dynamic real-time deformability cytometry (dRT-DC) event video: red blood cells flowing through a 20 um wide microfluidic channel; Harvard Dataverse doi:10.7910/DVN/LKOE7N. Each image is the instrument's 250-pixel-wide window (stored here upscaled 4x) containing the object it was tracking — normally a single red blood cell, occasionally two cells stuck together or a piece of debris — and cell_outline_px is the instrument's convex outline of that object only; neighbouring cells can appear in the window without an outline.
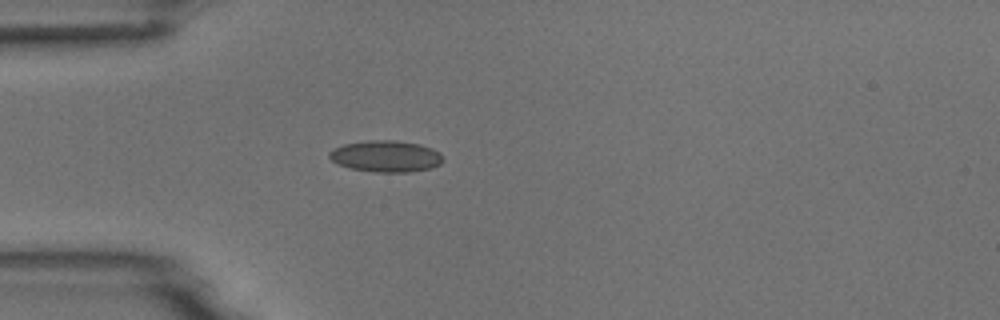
{"species": "common noctule bat (a hibernating species)", "species_latin": "Nyctalus noctula", "temperature_condition": "room temperature", "stored_images_in_passage": 2, "camera_frame_rate_fps": 3000, "um_per_image_px": 0.085, "animal": {"sex": "male", "body_mass_g": 18.8}, "frame": {"image": 1, "passage_image": 2, "time_ms": 1.0, "image_size_px": [1000, 320], "cell_outline_px": [[444, 160], [440, 164], [432, 168], [412, 172], [372, 172], [352, 168], [336, 164], [328, 156], [328, 152], [332, 148], [344, 144], [368, 140], [396, 140], [420, 144], [432, 148], [440, 152]], "centroid_in_image_um": [32.8, 13.28], "position_along_channel_um": 52.2, "area_um2": 21.15}}